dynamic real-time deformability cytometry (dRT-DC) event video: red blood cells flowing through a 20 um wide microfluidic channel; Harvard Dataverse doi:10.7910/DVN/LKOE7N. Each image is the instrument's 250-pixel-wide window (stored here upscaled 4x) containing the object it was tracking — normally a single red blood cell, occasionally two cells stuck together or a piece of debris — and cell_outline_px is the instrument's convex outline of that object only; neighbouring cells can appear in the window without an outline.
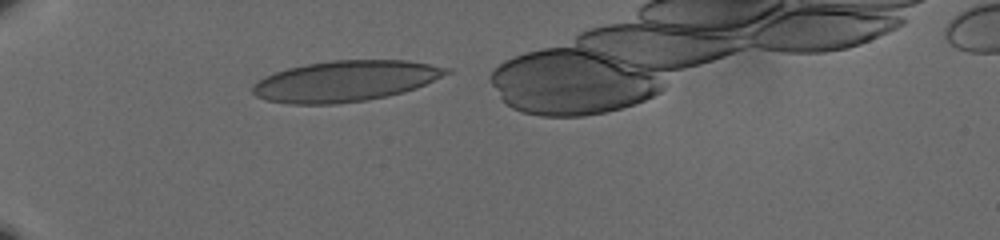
{"species": "human", "species_latin": "Homo sapiens", "temperature_condition": "cold", "stored_images_in_passage": 36, "camera_frame_rate_fps": 3000, "um_per_image_px": 0.085, "donor": {"sex": "male"}, "frame": {"image": 1, "passage_image": 2, "time_ms": 0.333, "image_size_px": [1000, 240], "cell_outline_px": [[452, 72], [416, 88], [404, 92], [364, 100], [336, 104], [288, 104], [268, 100], [256, 96], [252, 92], [252, 88], [260, 80], [276, 72], [288, 68], [308, 64], [332, 60], [404, 60], [428, 64], [448, 68]], "centroid_in_image_um": [29.37, 6.89], "position_along_channel_um": 55.6, "area_um2": 45.49}}
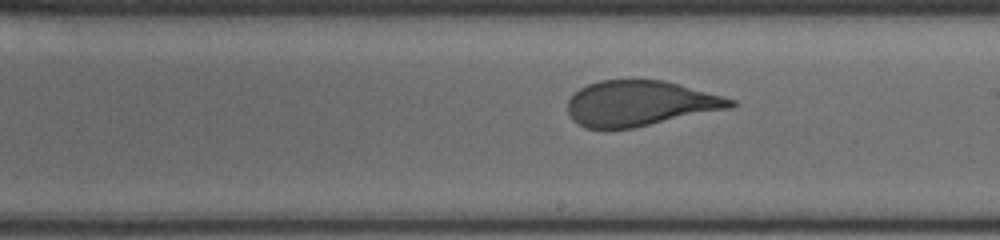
{"frame": {"image": 2, "passage_image": 19, "time_ms": 6.0, "image_size_px": [1000, 240], "cell_outline_px": [[736, 104], [728, 108], [632, 128], [584, 128], [572, 120], [568, 112], [568, 100], [580, 88], [588, 84], [600, 80], [664, 80], [736, 100]], "centroid_in_image_um": [54.35, 8.78], "position_along_channel_um": 234.7, "area_um2": 42.43}}
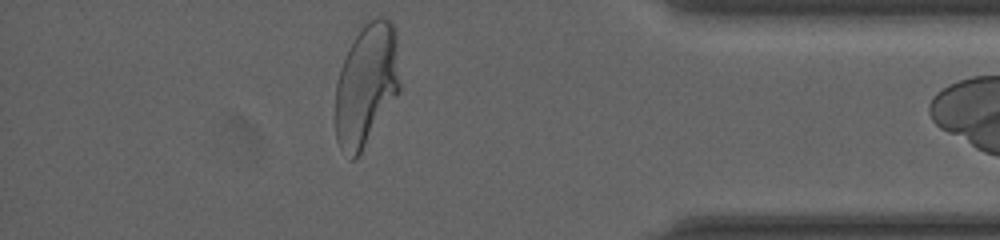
{"frame": {"image": 3, "passage_image": 35, "time_ms": 11.333, "image_size_px": [1000, 240], "cell_outline_px": [[400, 92], [360, 152], [352, 160], [340, 148], [336, 140], [336, 84], [340, 68], [348, 48], [364, 24], [376, 16], [384, 16], [392, 20], [396, 36], [400, 84]], "centroid_in_image_um": [31.15, 7.17], "position_along_channel_um": 404.0, "area_um2": 45.84}}